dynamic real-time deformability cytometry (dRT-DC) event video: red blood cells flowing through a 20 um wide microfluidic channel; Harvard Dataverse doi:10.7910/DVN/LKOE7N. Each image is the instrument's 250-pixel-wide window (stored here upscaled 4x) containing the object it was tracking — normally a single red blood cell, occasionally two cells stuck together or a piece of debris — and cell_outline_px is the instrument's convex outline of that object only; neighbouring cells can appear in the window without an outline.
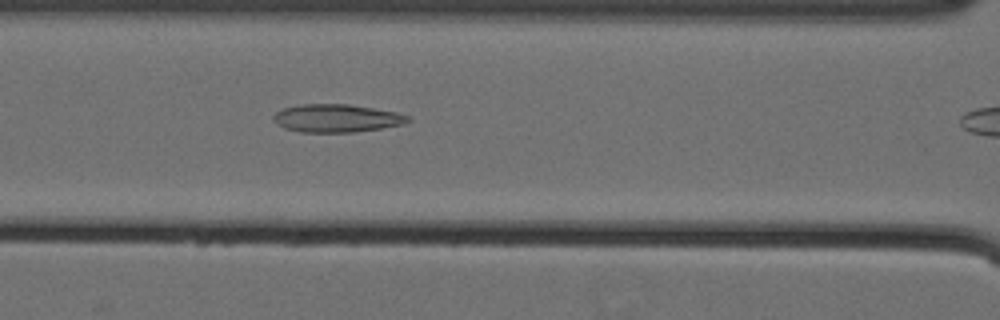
{"species": "Egyptian fruit bat (a non-hibernating species)", "species_latin": "Rousettus aegyptiacus", "temperature_condition": "cold", "stored_images_in_passage": 9, "camera_frame_rate_fps": 3000, "um_per_image_px": 0.085, "animal": {"sex": "female"}, "frame": {"image": 1, "passage_image": 8, "time_ms": 2.333, "image_size_px": [1000, 320], "cell_outline_px": [[412, 120], [404, 124], [356, 132], [300, 132], [284, 128], [276, 124], [272, 120], [272, 116], [280, 108], [300, 104], [348, 104], [396, 112], [408, 116]], "centroid_in_image_um": [28.55, 10.05], "position_along_channel_um": 138.0, "area_um2": 22.08}}